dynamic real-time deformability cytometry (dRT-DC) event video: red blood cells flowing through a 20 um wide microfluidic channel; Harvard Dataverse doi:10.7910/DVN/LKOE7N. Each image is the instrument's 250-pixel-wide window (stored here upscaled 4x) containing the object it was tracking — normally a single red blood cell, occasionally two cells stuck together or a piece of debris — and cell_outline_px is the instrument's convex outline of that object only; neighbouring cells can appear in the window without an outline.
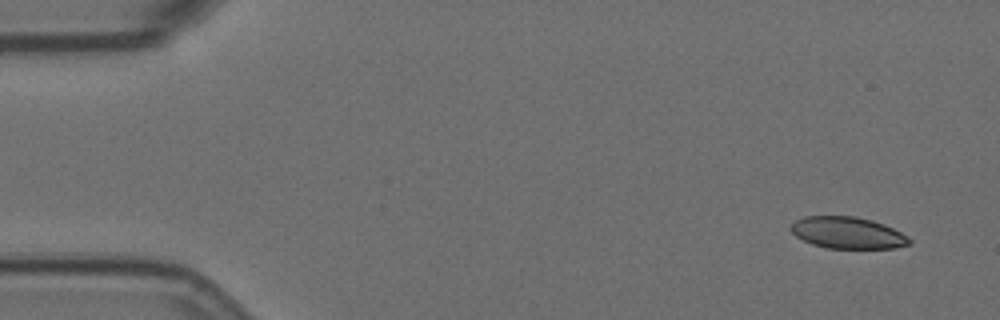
{"species": "Egyptian fruit bat (a non-hibernating species)", "species_latin": "Rousettus aegyptiacus", "temperature_condition": "room temperature", "stored_images_in_passage": 4, "camera_frame_rate_fps": 3000, "um_per_image_px": 0.085, "animal": {"sex": "female"}, "frame": {"image": 1, "passage_image": 1, "time_ms": 0.0, "image_size_px": [1000, 320], "cell_outline_px": [[912, 244], [896, 248], [828, 248], [812, 244], [796, 236], [792, 232], [792, 224], [796, 220], [804, 216], [856, 216], [872, 220], [884, 224], [908, 236], [912, 240]], "centroid_in_image_um": [72.09, 19.79], "position_along_channel_um": 12.9, "area_um2": 21.85}}
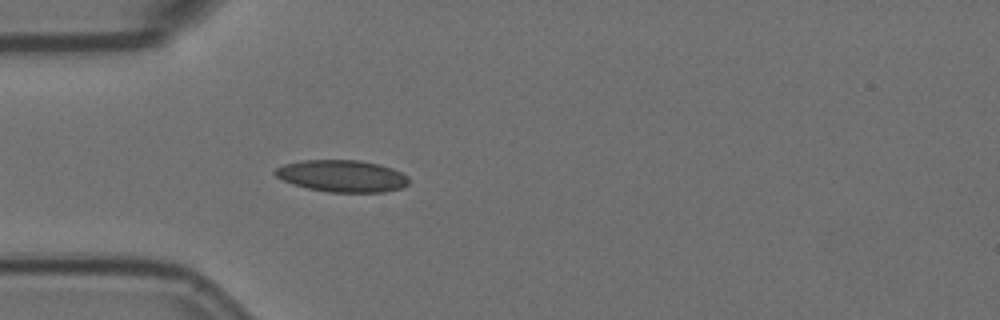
{"frame": {"image": 2, "passage_image": 4, "time_ms": 1.0, "image_size_px": [1000, 320], "cell_outline_px": [[408, 184], [404, 188], [384, 192], [328, 192], [308, 188], [292, 184], [276, 176], [272, 172], [276, 168], [284, 164], [300, 160], [360, 160], [380, 164], [392, 168], [408, 176]], "centroid_in_image_um": [29.08, 14.96], "position_along_channel_um": 55.9, "area_um2": 25.03}}